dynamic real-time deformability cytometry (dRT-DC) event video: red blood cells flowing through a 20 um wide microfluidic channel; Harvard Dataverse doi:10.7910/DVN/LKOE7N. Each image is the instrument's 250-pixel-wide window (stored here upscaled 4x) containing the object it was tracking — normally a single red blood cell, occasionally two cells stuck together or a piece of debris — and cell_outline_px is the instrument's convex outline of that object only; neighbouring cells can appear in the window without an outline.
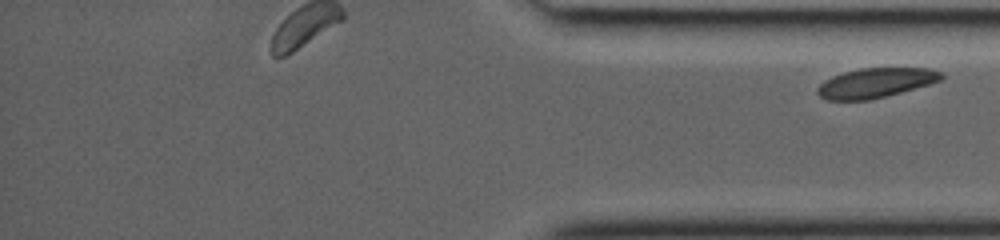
{"species": "common noctule bat (a hibernating species)", "species_latin": "Nyctalus noctula", "temperature_condition": "room temperature", "stored_images_in_passage": 24, "segment_of_instrument_passage": [2, 2], "camera_frame_rate_fps": 3000, "um_per_image_px": 0.085, "animal": {"sex": "female", "body_mass_g": 19.0, "forearm_length_mm": 53.3}, "frame": {"image": 1, "passage_image": 24, "time_ms": 7.667, "image_size_px": [1000, 240], "cell_outline_px": [[944, 76], [940, 80], [928, 84], [900, 92], [868, 100], [824, 100], [816, 92], [816, 88], [824, 80], [832, 76], [844, 72], [860, 68], [928, 68], [940, 72]], "centroid_in_image_um": [74.36, 7.04], "position_along_channel_um": 360.8, "area_um2": 21.21}}